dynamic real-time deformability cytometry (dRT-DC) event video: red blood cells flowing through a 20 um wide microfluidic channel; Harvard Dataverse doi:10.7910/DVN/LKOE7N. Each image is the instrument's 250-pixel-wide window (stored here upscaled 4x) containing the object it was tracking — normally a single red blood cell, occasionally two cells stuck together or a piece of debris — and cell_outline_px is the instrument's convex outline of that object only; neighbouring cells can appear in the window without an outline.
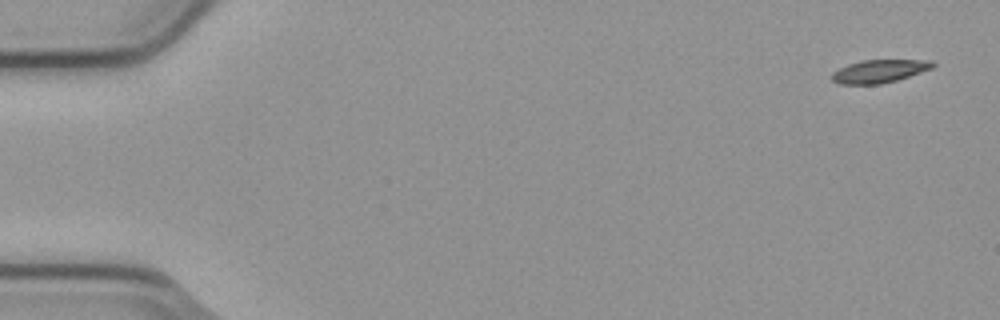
{"species": "common noctule bat (a hibernating species)", "species_latin": "Nyctalus noctula", "temperature_condition": "cold", "stored_images_in_passage": 4, "camera_frame_rate_fps": 3000, "um_per_image_px": 0.085, "animal": {"sex": "male", "body_mass_g": 23.1, "forearm_length_mm": 52.7}, "frame": {"image": 1, "passage_image": 1, "time_ms": 0.0, "image_size_px": [1000, 320], "cell_outline_px": [[936, 64], [932, 68], [896, 80], [880, 84], [840, 84], [832, 80], [832, 72], [848, 64], [864, 60], [932, 60]], "centroid_in_image_um": [74.74, 6.05], "position_along_channel_um": 10.3, "area_um2": 13.35}}
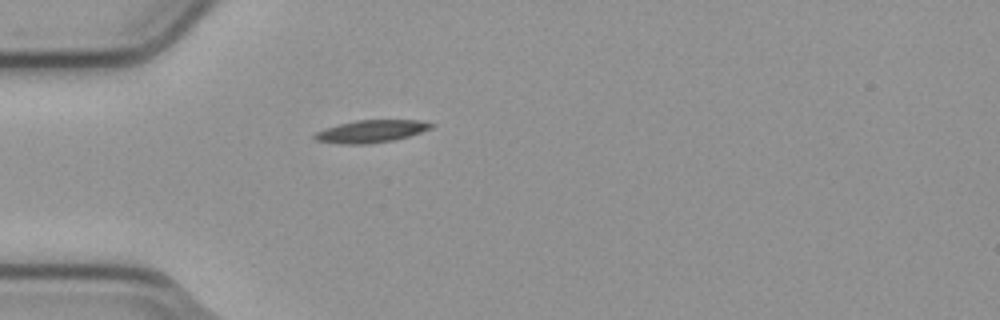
{"frame": {"image": 2, "passage_image": 4, "time_ms": 1.0, "image_size_px": [1000, 320], "cell_outline_px": [[436, 124], [432, 128], [408, 136], [392, 140], [368, 144], [340, 144], [316, 140], [312, 136], [316, 132], [324, 128], [356, 120], [420, 120]], "centroid_in_image_um": [31.54, 11.16], "position_along_channel_um": 53.5, "area_um2": 15.2}}